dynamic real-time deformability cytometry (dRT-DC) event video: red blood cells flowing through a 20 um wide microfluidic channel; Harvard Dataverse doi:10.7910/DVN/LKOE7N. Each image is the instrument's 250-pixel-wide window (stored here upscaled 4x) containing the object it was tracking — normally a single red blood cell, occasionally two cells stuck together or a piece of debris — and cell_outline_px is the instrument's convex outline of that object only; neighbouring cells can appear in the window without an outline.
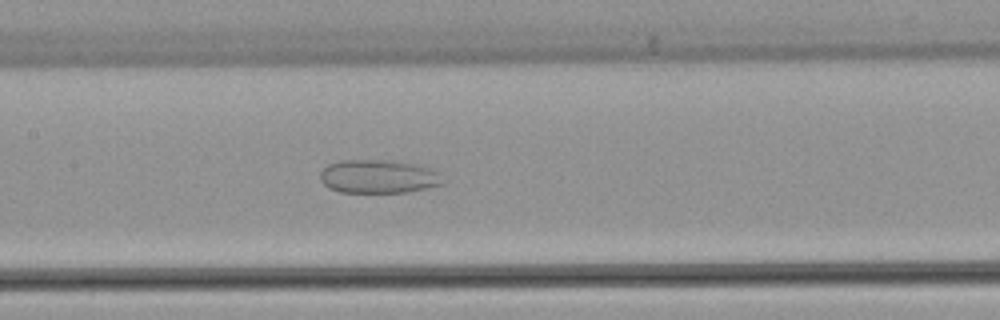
{"species": "common noctule bat (a hibernating species)", "species_latin": "Nyctalus noctula", "temperature_condition": "warm", "stored_images_in_passage": 52, "camera_frame_rate_fps": 3000, "um_per_image_px": 0.085, "animal": {"sex": "female", "body_mass_g": 22.7, "forearm_length_mm": 54.2}, "frame": {"image": 1, "passage_image": 25, "time_ms": 8.0, "image_size_px": [1000, 320], "cell_outline_px": [[448, 180], [444, 184], [408, 192], [340, 192], [328, 188], [320, 180], [320, 172], [328, 164], [340, 160], [392, 160], [416, 164], [428, 168], [436, 172]], "centroid_in_image_um": [32.18, 15.0], "position_along_channel_um": 175.2, "area_um2": 24.16}}
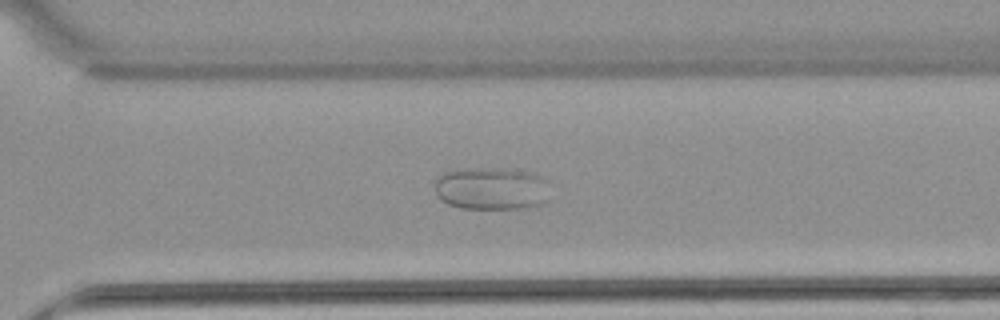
{"frame": {"image": 2, "passage_image": 37, "time_ms": 12.0, "image_size_px": [1000, 320], "cell_outline_px": [[548, 200], [540, 204], [520, 208], [460, 208], [448, 204], [436, 196], [436, 180], [440, 176], [448, 172], [468, 168], [512, 168], [532, 172], [540, 176], [544, 180]], "centroid_in_image_um": [41.76, 16.01], "position_along_channel_um": 328.8, "area_um2": 28.38}}
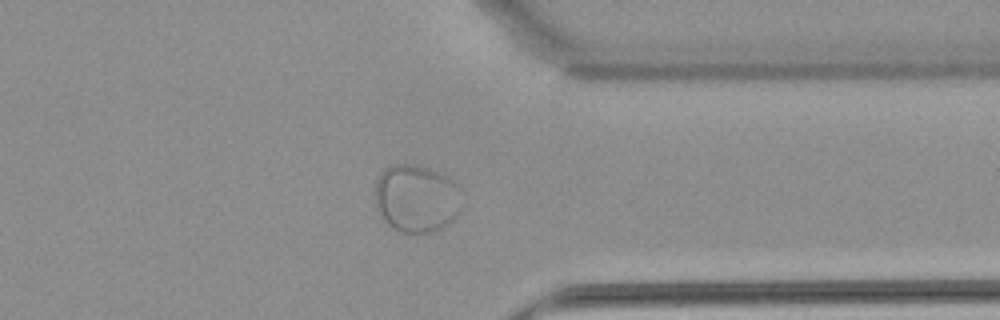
{"frame": {"image": 3, "passage_image": 41, "time_ms": 13.333, "image_size_px": [1000, 320], "cell_outline_px": [[464, 212], [448, 224], [432, 232], [400, 232], [392, 228], [384, 220], [376, 204], [376, 180], [380, 172], [384, 168], [392, 164], [416, 164], [428, 168], [448, 176], [460, 184], [464, 192]], "centroid_in_image_um": [35.51, 16.85], "position_along_channel_um": 375.9, "area_um2": 35.37}}